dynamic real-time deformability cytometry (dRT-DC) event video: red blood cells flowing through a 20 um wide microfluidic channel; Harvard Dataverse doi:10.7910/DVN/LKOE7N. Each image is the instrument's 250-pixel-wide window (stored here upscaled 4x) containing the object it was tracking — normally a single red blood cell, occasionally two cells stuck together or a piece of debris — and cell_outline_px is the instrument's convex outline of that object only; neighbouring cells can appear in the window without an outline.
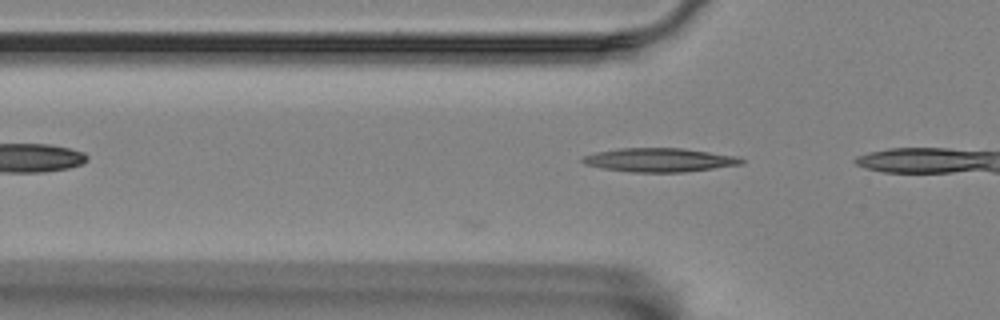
{"species": "Egyptian fruit bat (a non-hibernating species)", "species_latin": "Rousettus aegyptiacus", "temperature_condition": "room temperature", "stored_images_in_passage": 4, "camera_frame_rate_fps": 3000, "um_per_image_px": 0.085, "animal": {"sex": "female"}, "frame": {"image": 1, "passage_image": 4, "time_ms": 3.667, "image_size_px": [1000, 320], "cell_outline_px": [[744, 164], [684, 172], [632, 172], [600, 168], [584, 164], [580, 160], [580, 156], [596, 152], [620, 148], [680, 148], [736, 156], [744, 160]], "centroid_in_image_um": [55.98, 13.6], "position_along_channel_um": 69.8, "area_um2": 22.02}}